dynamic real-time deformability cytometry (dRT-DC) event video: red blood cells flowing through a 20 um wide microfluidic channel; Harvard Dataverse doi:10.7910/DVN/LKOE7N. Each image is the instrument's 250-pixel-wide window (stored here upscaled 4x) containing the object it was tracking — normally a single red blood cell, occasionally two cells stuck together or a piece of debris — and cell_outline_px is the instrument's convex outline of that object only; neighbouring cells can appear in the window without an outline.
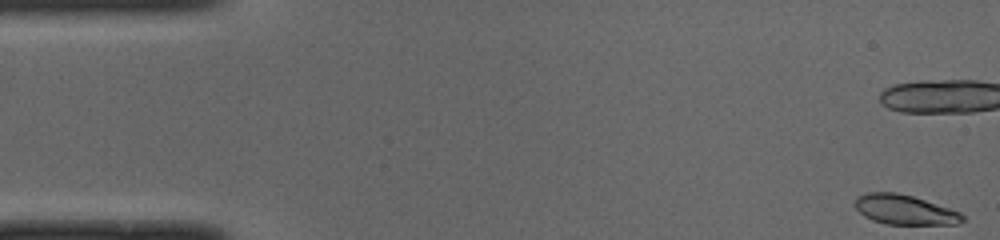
{"species": "common noctule bat (a hibernating species)", "species_latin": "Nyctalus noctula", "temperature_condition": "cold", "stored_images_in_passage": 17, "camera_frame_rate_fps": 3000, "um_per_image_px": 0.085, "animal": {"sex": "male", "body_mass_g": 19.0, "forearm_length_mm": 50.8}, "frame": {"image": 1, "passage_image": 1, "time_ms": 0.0, "image_size_px": [1000, 240], "cell_outline_px": [[964, 220], [956, 224], [888, 224], [872, 220], [864, 216], [856, 208], [856, 196], [868, 192], [896, 192], [912, 196], [960, 212], [964, 216]], "centroid_in_image_um": [76.87, 17.82], "position_along_channel_um": 8.1, "area_um2": 18.38}}